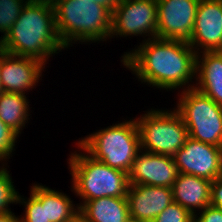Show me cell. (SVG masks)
I'll return each mask as SVG.
<instances>
[{
  "label": "cell",
  "mask_w": 222,
  "mask_h": 222,
  "mask_svg": "<svg viewBox=\"0 0 222 222\" xmlns=\"http://www.w3.org/2000/svg\"><path fill=\"white\" fill-rule=\"evenodd\" d=\"M30 192L45 206L46 222H66L79 213V206L63 192L41 184H33Z\"/></svg>",
  "instance_id": "cell-18"
},
{
  "label": "cell",
  "mask_w": 222,
  "mask_h": 222,
  "mask_svg": "<svg viewBox=\"0 0 222 222\" xmlns=\"http://www.w3.org/2000/svg\"><path fill=\"white\" fill-rule=\"evenodd\" d=\"M29 1H39V2H50V3H53L55 0H29Z\"/></svg>",
  "instance_id": "cell-31"
},
{
  "label": "cell",
  "mask_w": 222,
  "mask_h": 222,
  "mask_svg": "<svg viewBox=\"0 0 222 222\" xmlns=\"http://www.w3.org/2000/svg\"><path fill=\"white\" fill-rule=\"evenodd\" d=\"M210 205L222 209V177L211 183Z\"/></svg>",
  "instance_id": "cell-26"
},
{
  "label": "cell",
  "mask_w": 222,
  "mask_h": 222,
  "mask_svg": "<svg viewBox=\"0 0 222 222\" xmlns=\"http://www.w3.org/2000/svg\"><path fill=\"white\" fill-rule=\"evenodd\" d=\"M149 109L135 117L140 134L141 150L173 157L189 137L180 114L174 109Z\"/></svg>",
  "instance_id": "cell-6"
},
{
  "label": "cell",
  "mask_w": 222,
  "mask_h": 222,
  "mask_svg": "<svg viewBox=\"0 0 222 222\" xmlns=\"http://www.w3.org/2000/svg\"><path fill=\"white\" fill-rule=\"evenodd\" d=\"M173 159L179 173L206 178L210 181L222 177V147L188 137Z\"/></svg>",
  "instance_id": "cell-9"
},
{
  "label": "cell",
  "mask_w": 222,
  "mask_h": 222,
  "mask_svg": "<svg viewBox=\"0 0 222 222\" xmlns=\"http://www.w3.org/2000/svg\"><path fill=\"white\" fill-rule=\"evenodd\" d=\"M66 222H88L86 221L83 216L78 213L77 215H75L72 219L66 221Z\"/></svg>",
  "instance_id": "cell-29"
},
{
  "label": "cell",
  "mask_w": 222,
  "mask_h": 222,
  "mask_svg": "<svg viewBox=\"0 0 222 222\" xmlns=\"http://www.w3.org/2000/svg\"><path fill=\"white\" fill-rule=\"evenodd\" d=\"M118 35L142 36V42L156 38L157 0H121L112 12L110 40Z\"/></svg>",
  "instance_id": "cell-8"
},
{
  "label": "cell",
  "mask_w": 222,
  "mask_h": 222,
  "mask_svg": "<svg viewBox=\"0 0 222 222\" xmlns=\"http://www.w3.org/2000/svg\"><path fill=\"white\" fill-rule=\"evenodd\" d=\"M194 87L222 106V51L197 54Z\"/></svg>",
  "instance_id": "cell-16"
},
{
  "label": "cell",
  "mask_w": 222,
  "mask_h": 222,
  "mask_svg": "<svg viewBox=\"0 0 222 222\" xmlns=\"http://www.w3.org/2000/svg\"><path fill=\"white\" fill-rule=\"evenodd\" d=\"M125 222H139V221H137V220H135V219H133V218H129V219H127Z\"/></svg>",
  "instance_id": "cell-32"
},
{
  "label": "cell",
  "mask_w": 222,
  "mask_h": 222,
  "mask_svg": "<svg viewBox=\"0 0 222 222\" xmlns=\"http://www.w3.org/2000/svg\"><path fill=\"white\" fill-rule=\"evenodd\" d=\"M59 40L68 49L73 43L91 44L110 39L112 12L92 0H55Z\"/></svg>",
  "instance_id": "cell-3"
},
{
  "label": "cell",
  "mask_w": 222,
  "mask_h": 222,
  "mask_svg": "<svg viewBox=\"0 0 222 222\" xmlns=\"http://www.w3.org/2000/svg\"><path fill=\"white\" fill-rule=\"evenodd\" d=\"M0 222H20V216L15 215L12 211L0 213Z\"/></svg>",
  "instance_id": "cell-27"
},
{
  "label": "cell",
  "mask_w": 222,
  "mask_h": 222,
  "mask_svg": "<svg viewBox=\"0 0 222 222\" xmlns=\"http://www.w3.org/2000/svg\"><path fill=\"white\" fill-rule=\"evenodd\" d=\"M188 44L201 53L222 51V0H200Z\"/></svg>",
  "instance_id": "cell-11"
},
{
  "label": "cell",
  "mask_w": 222,
  "mask_h": 222,
  "mask_svg": "<svg viewBox=\"0 0 222 222\" xmlns=\"http://www.w3.org/2000/svg\"><path fill=\"white\" fill-rule=\"evenodd\" d=\"M177 96L180 98L174 109L185 122L189 137L222 147V106L195 87Z\"/></svg>",
  "instance_id": "cell-7"
},
{
  "label": "cell",
  "mask_w": 222,
  "mask_h": 222,
  "mask_svg": "<svg viewBox=\"0 0 222 222\" xmlns=\"http://www.w3.org/2000/svg\"><path fill=\"white\" fill-rule=\"evenodd\" d=\"M77 205L88 222H125L130 218L127 197H102Z\"/></svg>",
  "instance_id": "cell-17"
},
{
  "label": "cell",
  "mask_w": 222,
  "mask_h": 222,
  "mask_svg": "<svg viewBox=\"0 0 222 222\" xmlns=\"http://www.w3.org/2000/svg\"><path fill=\"white\" fill-rule=\"evenodd\" d=\"M2 165V166H1ZM0 165V213L11 211L10 204H17L18 191L12 182L7 164Z\"/></svg>",
  "instance_id": "cell-21"
},
{
  "label": "cell",
  "mask_w": 222,
  "mask_h": 222,
  "mask_svg": "<svg viewBox=\"0 0 222 222\" xmlns=\"http://www.w3.org/2000/svg\"><path fill=\"white\" fill-rule=\"evenodd\" d=\"M30 197L24 198L18 193L17 204L24 205L25 213L20 215V222H46L45 206L30 192Z\"/></svg>",
  "instance_id": "cell-22"
},
{
  "label": "cell",
  "mask_w": 222,
  "mask_h": 222,
  "mask_svg": "<svg viewBox=\"0 0 222 222\" xmlns=\"http://www.w3.org/2000/svg\"><path fill=\"white\" fill-rule=\"evenodd\" d=\"M77 144L95 160L126 173L141 151L139 129L133 118L79 138Z\"/></svg>",
  "instance_id": "cell-5"
},
{
  "label": "cell",
  "mask_w": 222,
  "mask_h": 222,
  "mask_svg": "<svg viewBox=\"0 0 222 222\" xmlns=\"http://www.w3.org/2000/svg\"><path fill=\"white\" fill-rule=\"evenodd\" d=\"M3 92L2 83H1V53H0V94Z\"/></svg>",
  "instance_id": "cell-30"
},
{
  "label": "cell",
  "mask_w": 222,
  "mask_h": 222,
  "mask_svg": "<svg viewBox=\"0 0 222 222\" xmlns=\"http://www.w3.org/2000/svg\"><path fill=\"white\" fill-rule=\"evenodd\" d=\"M45 69L40 60L1 52V83L3 92L25 94L32 91Z\"/></svg>",
  "instance_id": "cell-12"
},
{
  "label": "cell",
  "mask_w": 222,
  "mask_h": 222,
  "mask_svg": "<svg viewBox=\"0 0 222 222\" xmlns=\"http://www.w3.org/2000/svg\"><path fill=\"white\" fill-rule=\"evenodd\" d=\"M200 0H157V38L188 42Z\"/></svg>",
  "instance_id": "cell-10"
},
{
  "label": "cell",
  "mask_w": 222,
  "mask_h": 222,
  "mask_svg": "<svg viewBox=\"0 0 222 222\" xmlns=\"http://www.w3.org/2000/svg\"><path fill=\"white\" fill-rule=\"evenodd\" d=\"M29 0H0V40L10 32L15 21L19 18L23 7Z\"/></svg>",
  "instance_id": "cell-20"
},
{
  "label": "cell",
  "mask_w": 222,
  "mask_h": 222,
  "mask_svg": "<svg viewBox=\"0 0 222 222\" xmlns=\"http://www.w3.org/2000/svg\"><path fill=\"white\" fill-rule=\"evenodd\" d=\"M64 45L59 40L55 11L50 2L28 1L10 32L2 39V51L40 60L45 65Z\"/></svg>",
  "instance_id": "cell-2"
},
{
  "label": "cell",
  "mask_w": 222,
  "mask_h": 222,
  "mask_svg": "<svg viewBox=\"0 0 222 222\" xmlns=\"http://www.w3.org/2000/svg\"><path fill=\"white\" fill-rule=\"evenodd\" d=\"M193 222H222V209L208 205L193 215Z\"/></svg>",
  "instance_id": "cell-25"
},
{
  "label": "cell",
  "mask_w": 222,
  "mask_h": 222,
  "mask_svg": "<svg viewBox=\"0 0 222 222\" xmlns=\"http://www.w3.org/2000/svg\"><path fill=\"white\" fill-rule=\"evenodd\" d=\"M129 215L139 222H152L173 202L170 187L129 184L127 189Z\"/></svg>",
  "instance_id": "cell-14"
},
{
  "label": "cell",
  "mask_w": 222,
  "mask_h": 222,
  "mask_svg": "<svg viewBox=\"0 0 222 222\" xmlns=\"http://www.w3.org/2000/svg\"><path fill=\"white\" fill-rule=\"evenodd\" d=\"M76 145L80 150L72 152L67 162L72 177L71 191L79 196L80 203L102 197H126L128 173L95 160Z\"/></svg>",
  "instance_id": "cell-4"
},
{
  "label": "cell",
  "mask_w": 222,
  "mask_h": 222,
  "mask_svg": "<svg viewBox=\"0 0 222 222\" xmlns=\"http://www.w3.org/2000/svg\"><path fill=\"white\" fill-rule=\"evenodd\" d=\"M139 44L120 60L138 81L167 91L194 87L197 53L188 42L156 37Z\"/></svg>",
  "instance_id": "cell-1"
},
{
  "label": "cell",
  "mask_w": 222,
  "mask_h": 222,
  "mask_svg": "<svg viewBox=\"0 0 222 222\" xmlns=\"http://www.w3.org/2000/svg\"><path fill=\"white\" fill-rule=\"evenodd\" d=\"M93 2L99 3L102 6L108 8L111 12L117 7L121 0H92Z\"/></svg>",
  "instance_id": "cell-28"
},
{
  "label": "cell",
  "mask_w": 222,
  "mask_h": 222,
  "mask_svg": "<svg viewBox=\"0 0 222 222\" xmlns=\"http://www.w3.org/2000/svg\"><path fill=\"white\" fill-rule=\"evenodd\" d=\"M18 138L19 136L0 120V162L2 164H8L6 162L10 156H13Z\"/></svg>",
  "instance_id": "cell-23"
},
{
  "label": "cell",
  "mask_w": 222,
  "mask_h": 222,
  "mask_svg": "<svg viewBox=\"0 0 222 222\" xmlns=\"http://www.w3.org/2000/svg\"><path fill=\"white\" fill-rule=\"evenodd\" d=\"M152 222H193V215L173 201Z\"/></svg>",
  "instance_id": "cell-24"
},
{
  "label": "cell",
  "mask_w": 222,
  "mask_h": 222,
  "mask_svg": "<svg viewBox=\"0 0 222 222\" xmlns=\"http://www.w3.org/2000/svg\"><path fill=\"white\" fill-rule=\"evenodd\" d=\"M212 181L179 173L173 183V201L187 209L192 215L210 205Z\"/></svg>",
  "instance_id": "cell-15"
},
{
  "label": "cell",
  "mask_w": 222,
  "mask_h": 222,
  "mask_svg": "<svg viewBox=\"0 0 222 222\" xmlns=\"http://www.w3.org/2000/svg\"><path fill=\"white\" fill-rule=\"evenodd\" d=\"M179 175L173 157L140 151L128 173L129 184L172 188Z\"/></svg>",
  "instance_id": "cell-13"
},
{
  "label": "cell",
  "mask_w": 222,
  "mask_h": 222,
  "mask_svg": "<svg viewBox=\"0 0 222 222\" xmlns=\"http://www.w3.org/2000/svg\"><path fill=\"white\" fill-rule=\"evenodd\" d=\"M28 97L21 93L0 94V120L18 136L26 126L31 115Z\"/></svg>",
  "instance_id": "cell-19"
}]
</instances>
